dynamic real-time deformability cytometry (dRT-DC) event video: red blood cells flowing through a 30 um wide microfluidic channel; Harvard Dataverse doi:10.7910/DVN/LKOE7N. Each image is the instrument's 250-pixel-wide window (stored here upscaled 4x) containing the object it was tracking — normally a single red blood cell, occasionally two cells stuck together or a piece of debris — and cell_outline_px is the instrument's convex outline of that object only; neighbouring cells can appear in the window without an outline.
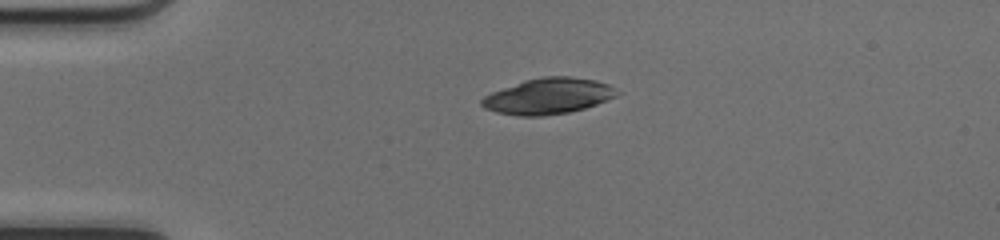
{"species": "common noctule bat (a hibernating species)", "species_latin": "Nyctalus noctula", "temperature_condition": "cold", "stored_images_in_passage": 38, "camera_frame_rate_fps": 3000, "um_per_image_px": 0.085, "animal": {"sex": "female", "body_mass_g": 17.0, "forearm_length_mm": 48.0}, "frame": {"image": 1, "passage_image": 1, "time_ms": 0.0, "image_size_px": [1000, 240], "cell_outline_px": [[620, 92], [616, 96], [596, 104], [584, 108], [568, 112], [544, 116], [520, 116], [496, 112], [484, 108], [480, 104], [480, 100], [484, 96], [492, 92], [524, 80], [544, 76], [568, 76], [596, 80], [608, 84]], "centroid_in_image_um": [46.58, 8.17], "position_along_channel_um": 38.4, "area_um2": 28.21}}
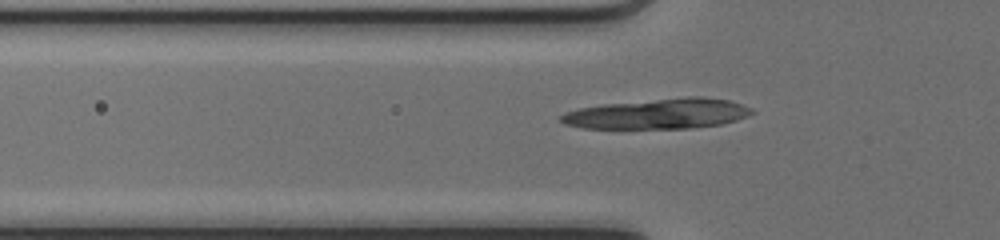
{"frame": {"image": 2, "passage_image": 6, "time_ms": 1.667, "image_size_px": [1000, 240], "cell_outline_px": [[756, 112], [748, 116], [736, 120], [720, 124], [692, 128], [584, 128], [564, 124], [560, 120], [560, 116], [564, 112], [580, 108], [604, 104], [688, 96], [700, 96], [728, 100], [752, 108]], "centroid_in_image_um": [55.96, 9.66], "position_along_channel_um": 69.8, "area_um2": 33.58}}